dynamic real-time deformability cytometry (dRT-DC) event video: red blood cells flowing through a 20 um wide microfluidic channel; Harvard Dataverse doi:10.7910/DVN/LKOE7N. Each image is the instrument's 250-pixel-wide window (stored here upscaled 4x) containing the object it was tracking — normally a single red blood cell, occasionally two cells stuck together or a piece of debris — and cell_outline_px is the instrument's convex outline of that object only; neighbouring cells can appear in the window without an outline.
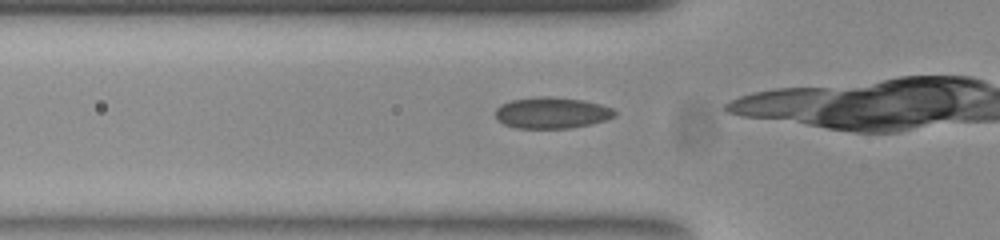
{"species": "common noctule bat (a hibernating species)", "species_latin": "Nyctalus noctula", "temperature_condition": "room temperature", "stored_images_in_passage": 22, "camera_frame_rate_fps": 3000, "um_per_image_px": 0.085, "animal": {"sex": "female", "body_mass_g": 23.0, "forearm_length_mm": 53.4}, "frame": {"image": 1, "passage_image": 10, "time_ms": 3.0, "image_size_px": [1000, 240], "cell_outline_px": [[616, 116], [604, 120], [588, 124], [568, 128], [516, 128], [504, 124], [496, 116], [496, 108], [500, 104], [512, 100], [540, 96], [548, 96], [584, 100], [600, 104], [612, 108], [616, 112]], "centroid_in_image_um": [46.9, 9.58], "position_along_channel_um": 78.9, "area_um2": 21.56}}
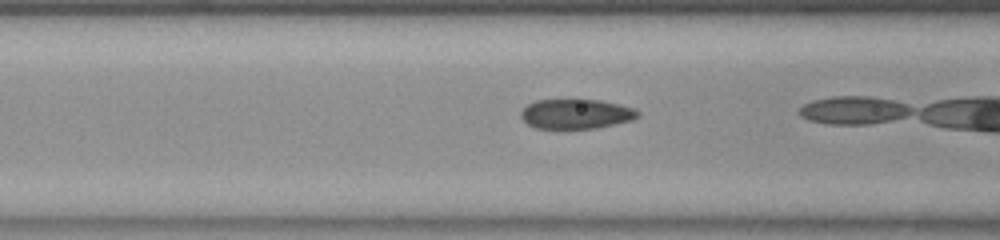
{"frame": {"image": 2, "passage_image": 13, "time_ms": 4.0, "image_size_px": [1000, 240], "cell_outline_px": [[640, 116], [632, 120], [596, 128], [536, 128], [528, 124], [520, 116], [520, 112], [528, 104], [536, 100], [600, 100], [620, 104], [636, 108], [640, 112]], "centroid_in_image_um": [49.0, 9.68], "position_along_channel_um": 117.6, "area_um2": 20.23}}